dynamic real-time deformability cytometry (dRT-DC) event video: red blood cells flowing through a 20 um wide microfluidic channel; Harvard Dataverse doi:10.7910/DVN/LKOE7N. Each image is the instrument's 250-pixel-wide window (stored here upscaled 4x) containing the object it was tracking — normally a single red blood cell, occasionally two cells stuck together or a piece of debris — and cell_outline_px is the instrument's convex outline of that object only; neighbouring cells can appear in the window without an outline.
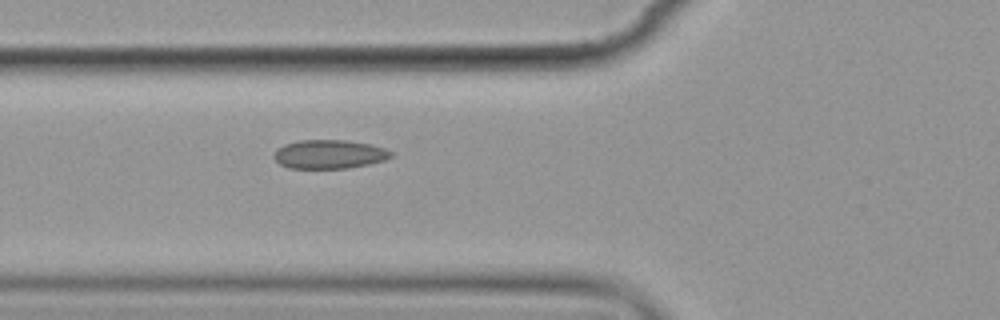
{"species": "common noctule bat (a hibernating species)", "species_latin": "Nyctalus noctula", "temperature_condition": "cold", "stored_images_in_passage": 7, "camera_frame_rate_fps": 3000, "um_per_image_px": 0.085, "animal": {"sex": "female", "body_mass_g": 19.9}, "frame": {"image": 1, "passage_image": 7, "time_ms": 7.0, "image_size_px": [1000, 320], "cell_outline_px": [[392, 156], [384, 160], [368, 164], [348, 168], [288, 168], [280, 164], [272, 156], [276, 148], [284, 144], [300, 140], [348, 140], [372, 144], [384, 148], [392, 152]], "centroid_in_image_um": [27.96, 13.1], "position_along_channel_um": 97.8, "area_um2": 19.77}}